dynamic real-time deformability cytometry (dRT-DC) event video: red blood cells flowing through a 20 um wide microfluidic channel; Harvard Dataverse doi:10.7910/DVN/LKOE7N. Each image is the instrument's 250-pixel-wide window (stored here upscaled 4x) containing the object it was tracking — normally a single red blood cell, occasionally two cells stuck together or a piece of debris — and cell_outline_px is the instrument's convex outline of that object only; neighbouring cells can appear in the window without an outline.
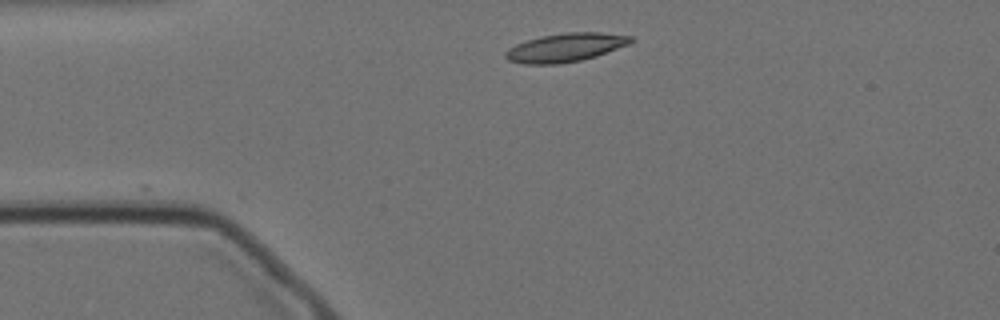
{"species": "Egyptian fruit bat (a non-hibernating species)", "species_latin": "Rousettus aegyptiacus", "temperature_condition": "cold", "stored_images_in_passage": 4, "camera_frame_rate_fps": 3000, "um_per_image_px": 0.085, "animal": {"sex": "female"}, "frame": {"image": 1, "passage_image": 1, "time_ms": 0.0, "image_size_px": [1000, 320], "cell_outline_px": [[636, 40], [628, 44], [596, 56], [580, 60], [560, 64], [524, 64], [508, 60], [504, 56], [504, 52], [508, 48], [516, 44], [540, 36], [564, 32], [600, 32], [632, 36]], "centroid_in_image_um": [48.05, 4.03], "position_along_channel_um": 36.9, "area_um2": 20.92}}